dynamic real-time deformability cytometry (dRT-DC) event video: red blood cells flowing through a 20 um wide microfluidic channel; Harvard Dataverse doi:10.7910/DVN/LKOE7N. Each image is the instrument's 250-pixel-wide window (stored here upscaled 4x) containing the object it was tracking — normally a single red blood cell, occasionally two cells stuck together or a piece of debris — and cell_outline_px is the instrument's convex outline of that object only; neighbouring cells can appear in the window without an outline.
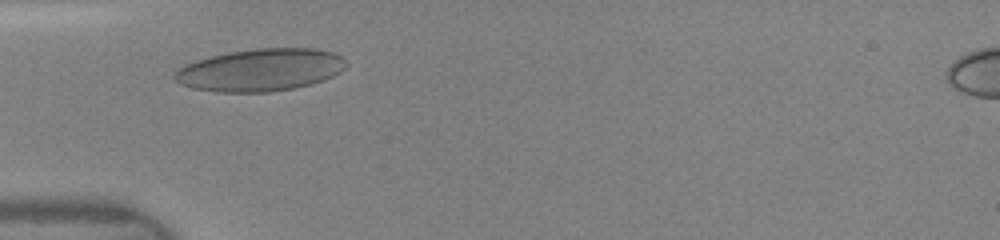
{"species": "human", "species_latin": "Homo sapiens", "temperature_condition": "room temperature", "stored_images_in_passage": 34, "camera_frame_rate_fps": 3000, "um_per_image_px": 0.085, "donor": {"sex": "female"}, "frame": {"image": 1, "passage_image": 5, "time_ms": 1.333, "image_size_px": [1000, 240], "cell_outline_px": [[344, 68], [340, 72], [324, 80], [312, 84], [296, 88], [272, 92], [216, 92], [192, 88], [180, 84], [172, 76], [184, 64], [196, 60], [228, 52], [256, 48], [312, 48], [332, 52], [340, 56], [344, 60]], "centroid_in_image_um": [22.11, 5.95], "position_along_channel_um": 62.9, "area_um2": 42.43}}
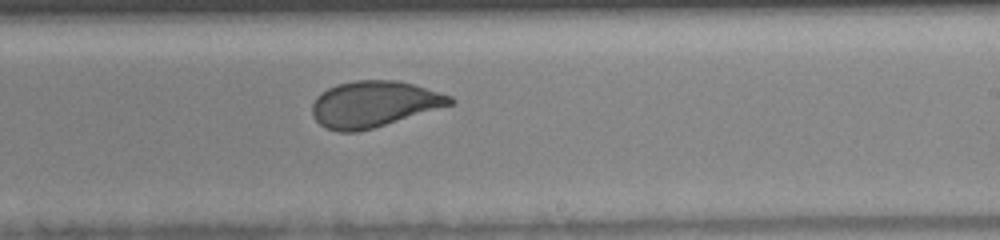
{"frame": {"image": 2, "passage_image": 17, "time_ms": 6.0, "image_size_px": [1000, 240], "cell_outline_px": [[456, 100], [452, 104], [372, 128], [356, 132], [340, 132], [328, 128], [320, 124], [312, 116], [312, 104], [316, 96], [320, 92], [336, 84], [356, 80], [396, 80], [412, 84], [452, 96]], "centroid_in_image_um": [31.74, 8.83], "position_along_channel_um": 257.3, "area_um2": 36.7}}
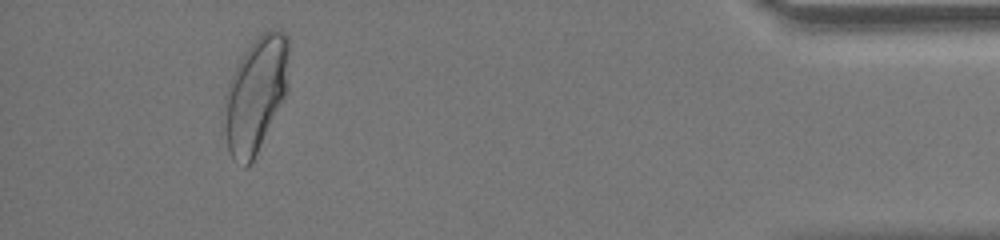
{"frame": {"image": 3, "passage_image": 31, "time_ms": 11.0, "image_size_px": [1000, 240], "cell_outline_px": [[288, 88], [252, 160], [244, 168], [228, 152], [224, 104], [224, 96], [228, 84], [244, 52], [256, 36], [268, 28], [280, 28], [288, 36]], "centroid_in_image_um": [21.75, 7.92], "position_along_channel_um": 413.5, "area_um2": 42.6}}